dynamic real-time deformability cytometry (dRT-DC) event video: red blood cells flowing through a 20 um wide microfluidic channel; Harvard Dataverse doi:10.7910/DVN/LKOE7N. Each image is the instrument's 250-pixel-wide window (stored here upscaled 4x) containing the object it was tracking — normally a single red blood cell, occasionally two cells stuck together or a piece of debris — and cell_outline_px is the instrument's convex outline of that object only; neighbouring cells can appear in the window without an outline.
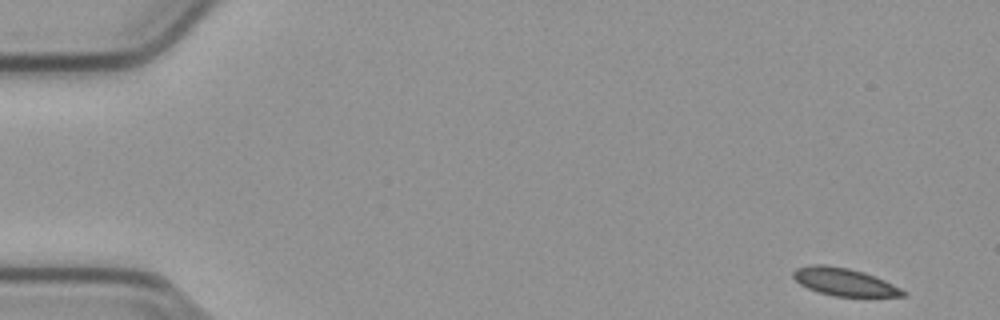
{"species": "common noctule bat (a hibernating species)", "species_latin": "Nyctalus noctula", "temperature_condition": "cold", "stored_images_in_passage": 53, "camera_frame_rate_fps": 3000, "um_per_image_px": 0.085, "animal": {"sex": "male", "body_mass_g": 23.1, "forearm_length_mm": 52.7}, "frame": {"image": 1, "passage_image": 1, "time_ms": 0.0, "image_size_px": [1000, 320], "cell_outline_px": [[908, 292], [904, 296], [832, 296], [816, 292], [800, 284], [792, 276], [792, 272], [796, 268], [812, 264], [824, 264], [848, 268], [864, 272], [884, 280]], "centroid_in_image_um": [71.72, 23.96], "position_along_channel_um": 13.3, "area_um2": 17.69}}
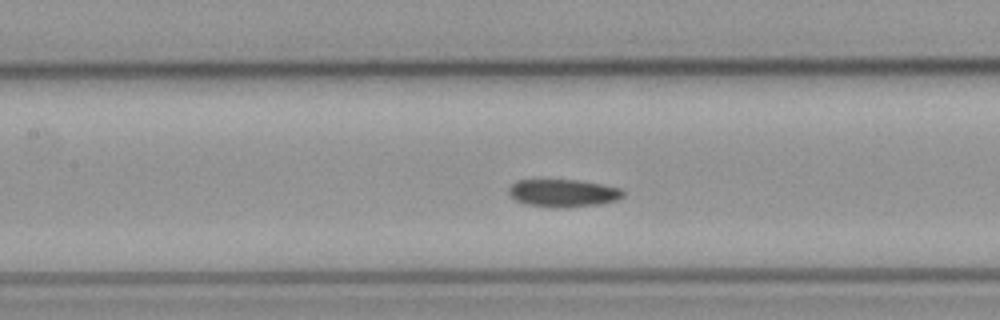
{"frame": {"image": 2, "passage_image": 23, "time_ms": 7.333, "image_size_px": [1000, 320], "cell_outline_px": [[624, 196], [616, 200], [600, 204], [564, 208], [556, 208], [524, 204], [516, 200], [508, 192], [508, 188], [516, 180], [576, 180], [600, 184], [620, 188], [624, 192]], "centroid_in_image_um": [47.85, 16.42], "position_along_channel_um": 159.5, "area_um2": 18.44}}
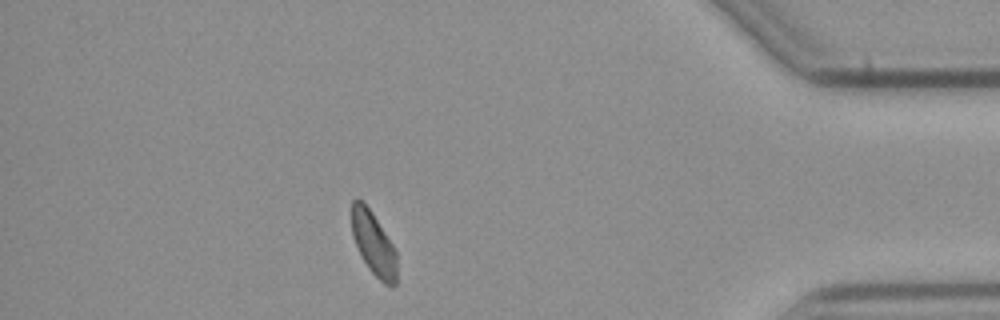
{"frame": {"image": 3, "passage_image": 46, "time_ms": 15.0, "image_size_px": [1000, 320], "cell_outline_px": [[396, 284], [392, 288], [384, 284], [368, 268], [352, 236], [352, 200], [356, 196], [364, 200], [372, 212], [392, 244], [396, 252]], "centroid_in_image_um": [31.74, 20.67], "position_along_channel_um": 403.5, "area_um2": 16.65}, "authors_computed_cell_mechanics": {"area_um2": 18.3226, "velocity_mm_per_s": 3.7591, "shape_relaxation_time_tau1_ms": 8.8083, "shape_relaxation_time_tau2_ms": null, "deformation_change_tau1": 0.1212, "deformation_change_tau2": null}}